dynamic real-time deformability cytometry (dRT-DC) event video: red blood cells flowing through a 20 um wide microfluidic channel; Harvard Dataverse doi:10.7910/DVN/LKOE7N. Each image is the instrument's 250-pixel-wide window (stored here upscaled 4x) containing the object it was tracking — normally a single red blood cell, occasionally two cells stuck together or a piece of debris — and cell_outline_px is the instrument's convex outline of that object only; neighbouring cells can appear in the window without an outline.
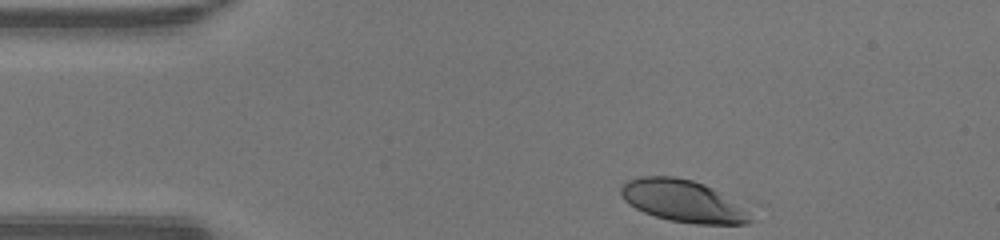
{"species": "human", "species_latin": "Homo sapiens", "temperature_condition": "warm", "stored_images_in_passage": 32, "camera_frame_rate_fps": 3000, "um_per_image_px": 0.085, "donor": {"sex": "male"}, "frame": {"image": 1, "passage_image": 1, "time_ms": 0.0, "image_size_px": [1000, 240], "cell_outline_px": [[756, 220], [748, 224], [696, 224], [668, 220], [644, 212], [628, 204], [624, 200], [620, 192], [620, 188], [628, 180], [640, 176], [672, 176], [692, 180], [704, 184], [712, 188], [740, 204]], "centroid_in_image_um": [58.06, 17.09], "position_along_channel_um": 26.9, "area_um2": 31.73}}
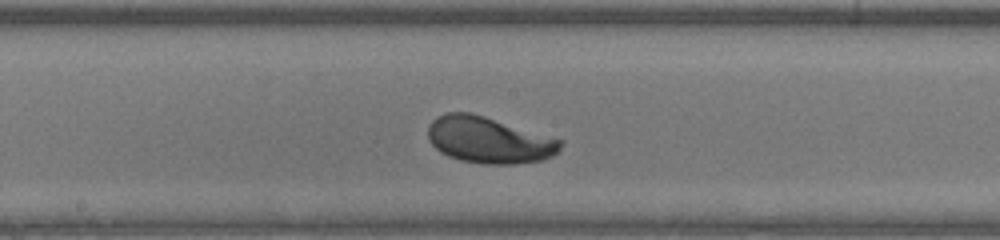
{"frame": {"image": 2, "passage_image": 18, "time_ms": 5.667, "image_size_px": [1000, 240], "cell_outline_px": [[564, 140], [560, 152], [544, 160], [512, 164], [484, 164], [460, 160], [448, 156], [440, 152], [428, 140], [428, 124], [436, 116], [448, 112], [472, 112]], "centroid_in_image_um": [41.57, 11.9], "position_along_channel_um": 206.6, "area_um2": 36.24}}
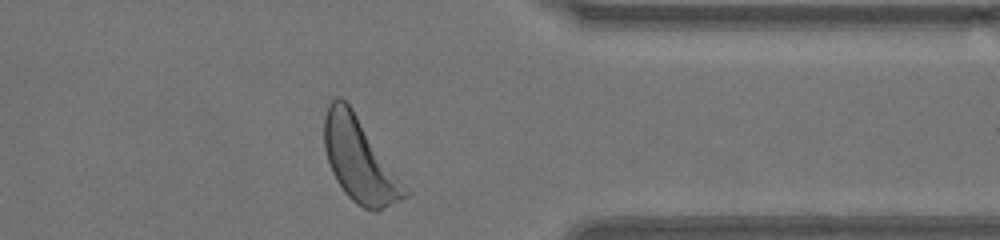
{"frame": {"image": 3, "passage_image": 31, "time_ms": 10.0, "image_size_px": [1000, 240], "cell_outline_px": [[412, 196], [376, 212], [372, 212], [356, 204], [344, 192], [336, 180], [332, 172], [324, 148], [324, 116], [328, 104], [336, 96], [340, 96], [352, 108], [412, 192]], "centroid_in_image_um": [30.61, 13.64], "position_along_channel_um": 380.8, "area_um2": 39.88}, "authors_computed_cell_mechanics": {"area_um2": 35.0268, "velocity_mm_per_s": 4.3044, "shape_relaxation_time_tau1_ms": 2.2696, "shape_relaxation_time_tau2_ms": null, "deformation_change_tau1": 0.1587, "deformation_change_tau2": null}}